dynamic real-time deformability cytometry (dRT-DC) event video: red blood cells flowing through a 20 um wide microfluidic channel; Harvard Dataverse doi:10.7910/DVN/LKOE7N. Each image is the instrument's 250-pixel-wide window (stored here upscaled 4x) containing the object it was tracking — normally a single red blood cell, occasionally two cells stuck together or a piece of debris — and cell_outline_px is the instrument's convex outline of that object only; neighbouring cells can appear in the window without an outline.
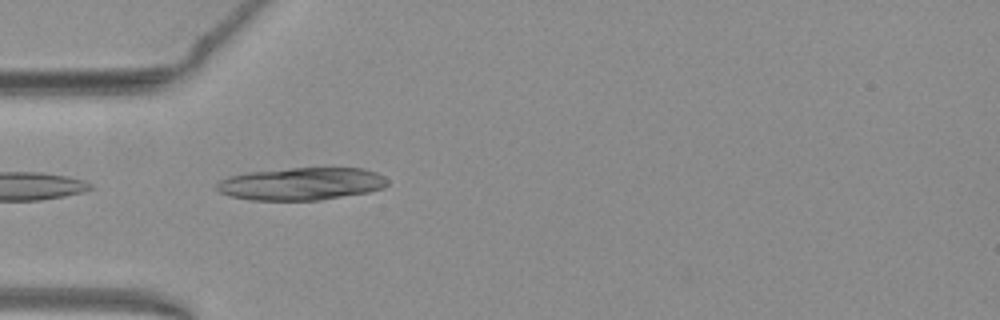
{"species": "common noctule bat (a hibernating species)", "species_latin": "Nyctalus noctula", "temperature_condition": "warm", "stored_images_in_passage": 15, "camera_frame_rate_fps": 3000, "um_per_image_px": 0.085, "animal": {"sex": "female", "body_mass_g": 19.3, "forearm_length_mm": 54.1}, "frame": {"image": 1, "passage_image": 1, "time_ms": 0.0, "image_size_px": [1000, 320], "cell_outline_px": [[388, 184], [384, 188], [368, 192], [320, 200], [252, 200], [228, 196], [220, 192], [216, 188], [216, 184], [220, 180], [228, 176], [252, 172], [288, 168], [364, 168], [376, 172], [384, 176], [388, 180]], "centroid_in_image_um": [25.63, 15.62], "position_along_channel_um": 59.4, "area_um2": 32.48}}
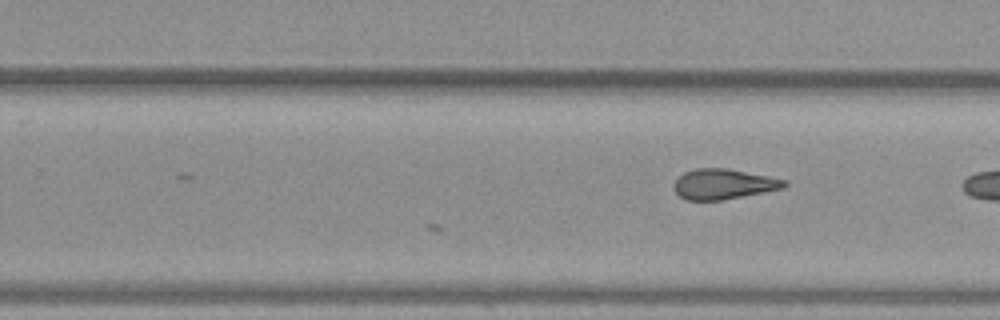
{"frame": {"image": 2, "passage_image": 15, "time_ms": 4.667, "image_size_px": [1000, 320], "cell_outline_px": [[788, 184], [784, 188], [720, 200], [688, 200], [680, 196], [672, 188], [672, 184], [684, 172], [696, 168], [724, 168], [768, 176], [788, 180]], "centroid_in_image_um": [61.48, 15.64], "position_along_channel_um": 268.3, "area_um2": 19.31}}